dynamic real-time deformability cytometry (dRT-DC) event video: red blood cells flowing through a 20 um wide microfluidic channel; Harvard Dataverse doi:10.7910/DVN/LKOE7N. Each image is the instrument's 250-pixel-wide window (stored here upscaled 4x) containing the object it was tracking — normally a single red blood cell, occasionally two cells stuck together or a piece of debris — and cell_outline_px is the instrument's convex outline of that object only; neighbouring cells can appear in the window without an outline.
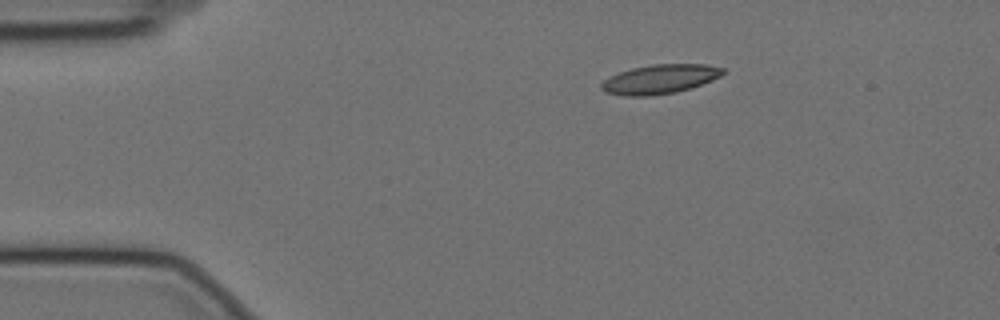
{"species": "Egyptian fruit bat (a non-hibernating species)", "species_latin": "Rousettus aegyptiacus", "temperature_condition": "cold", "stored_images_in_passage": 48, "camera_frame_rate_fps": 3000, "um_per_image_px": 0.085, "animal": {"sex": "female"}, "frame": {"image": 1, "passage_image": 1, "time_ms": 0.0, "image_size_px": [1000, 320], "cell_outline_px": [[724, 72], [720, 76], [712, 80], [692, 88], [676, 92], [648, 96], [624, 96], [604, 92], [600, 88], [600, 84], [608, 76], [632, 68], [652, 64], [708, 64], [724, 68]], "centroid_in_image_um": [56.07, 6.73], "position_along_channel_um": 28.9, "area_um2": 20.87}}
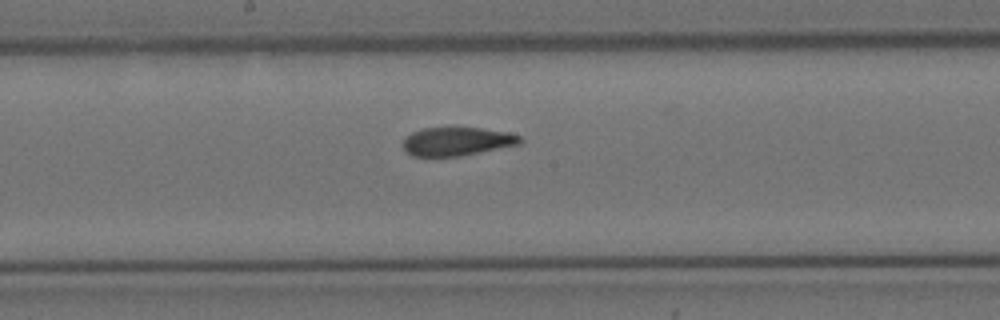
{"frame": {"image": 2, "passage_image": 21, "time_ms": 6.667, "image_size_px": [1000, 320], "cell_outline_px": [[524, 140], [520, 144], [460, 156], [412, 156], [404, 148], [404, 140], [412, 132], [424, 128], [452, 124], [456, 124], [508, 132], [520, 136]], "centroid_in_image_um": [38.87, 11.96], "position_along_channel_um": 209.3, "area_um2": 20.11}}
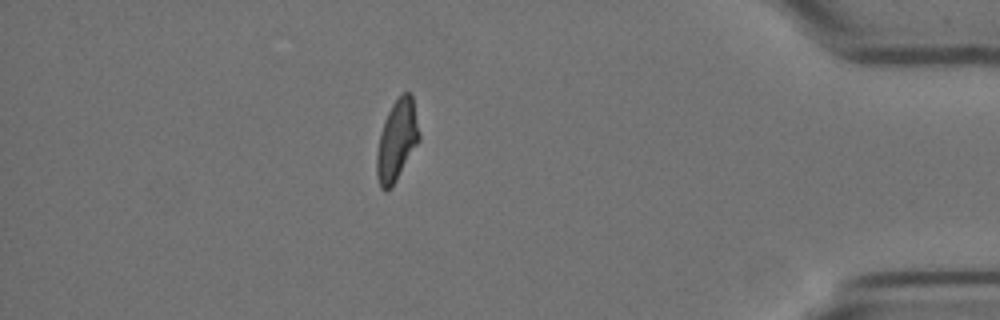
{"frame": {"image": 3, "passage_image": 41, "time_ms": 13.333, "image_size_px": [1000, 320], "cell_outline_px": [[420, 140], [392, 188], [384, 192], [380, 188], [376, 176], [376, 156], [380, 132], [384, 120], [392, 104], [400, 92], [412, 92], [420, 132]], "centroid_in_image_um": [33.73, 11.93], "position_along_channel_um": 401.5, "area_um2": 20.52}, "authors_computed_cell_mechanics": {"area_um2": 20.6057, "velocity_mm_per_s": 3.5208, "shape_relaxation_time_tau1_ms": 7.7577, "shape_relaxation_time_tau2_ms": 1.7506, "deformation_change_tau1": 0.2079, "deformation_change_tau2": 0.0772}}